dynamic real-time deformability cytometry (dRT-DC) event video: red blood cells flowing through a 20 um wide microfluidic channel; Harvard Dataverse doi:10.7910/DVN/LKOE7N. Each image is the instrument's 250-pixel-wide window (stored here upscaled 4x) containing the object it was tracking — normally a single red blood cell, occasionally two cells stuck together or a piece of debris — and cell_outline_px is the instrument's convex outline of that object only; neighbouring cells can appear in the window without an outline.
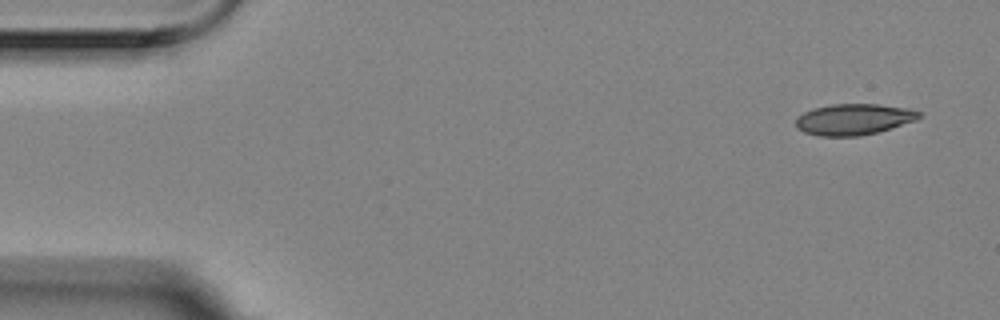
{"species": "Egyptian fruit bat (a non-hibernating species)", "species_latin": "Rousettus aegyptiacus", "temperature_condition": "room temperature", "stored_images_in_passage": 4, "camera_frame_rate_fps": 3000, "um_per_image_px": 0.085, "animal": {"sex": "female"}, "frame": {"image": 1, "passage_image": 1, "time_ms": 0.0, "image_size_px": [1000, 320], "cell_outline_px": [[920, 116], [916, 120], [876, 132], [860, 136], [820, 136], [804, 132], [796, 128], [796, 116], [812, 108], [832, 104], [880, 104], [908, 108], [920, 112]], "centroid_in_image_um": [72.52, 10.13], "position_along_channel_um": 12.5, "area_um2": 22.31}}
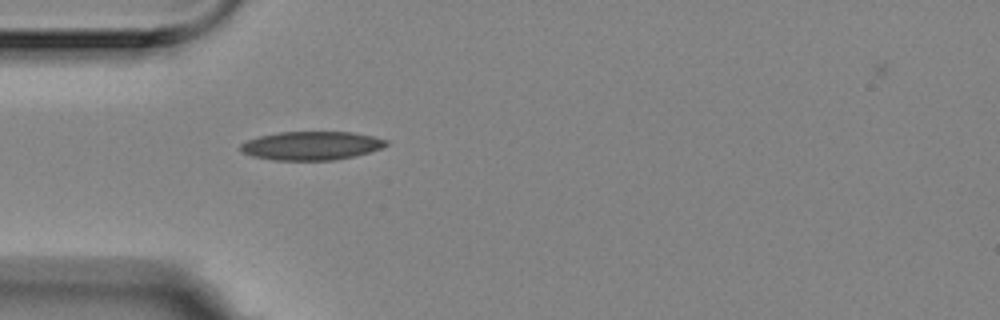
{"frame": {"image": 2, "passage_image": 4, "time_ms": 1.0, "image_size_px": [1000, 320], "cell_outline_px": [[388, 144], [380, 148], [368, 152], [352, 156], [332, 160], [276, 160], [252, 156], [240, 152], [240, 144], [248, 140], [260, 136], [280, 132], [352, 132], [372, 136], [388, 140]], "centroid_in_image_um": [26.44, 12.38], "position_along_channel_um": 58.6, "area_um2": 24.04}}